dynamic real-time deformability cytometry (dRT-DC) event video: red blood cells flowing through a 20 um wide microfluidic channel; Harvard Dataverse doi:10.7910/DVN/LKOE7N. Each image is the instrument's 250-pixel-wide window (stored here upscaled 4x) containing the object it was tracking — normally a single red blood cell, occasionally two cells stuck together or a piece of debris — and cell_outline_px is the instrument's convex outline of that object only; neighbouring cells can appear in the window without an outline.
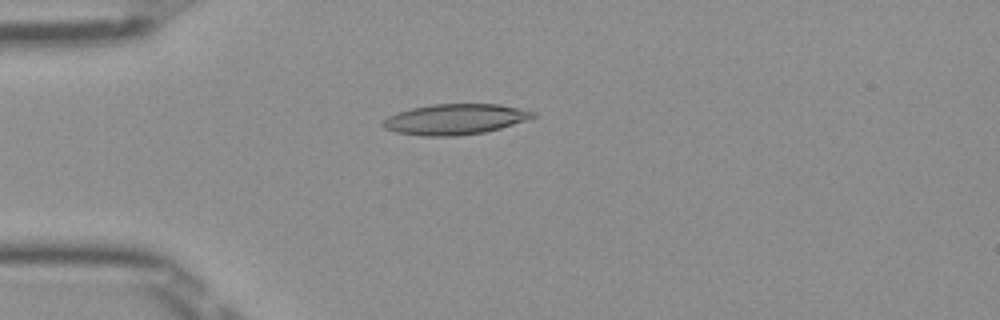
{"species": "Egyptian fruit bat (a non-hibernating species)", "species_latin": "Rousettus aegyptiacus", "temperature_condition": "room temperature", "stored_images_in_passage": 50, "camera_frame_rate_fps": 3000, "um_per_image_px": 0.085, "frame": {"image": 1, "passage_image": 13, "time_ms": 4.0, "image_size_px": [1000, 320], "cell_outline_px": [[536, 116], [500, 128], [484, 132], [456, 136], [420, 136], [396, 132], [384, 128], [380, 124], [388, 116], [396, 112], [412, 108], [432, 104], [500, 104], [520, 108], [536, 112]], "centroid_in_image_um": [38.64, 10.13], "position_along_channel_um": 46.4, "area_um2": 26.7}}
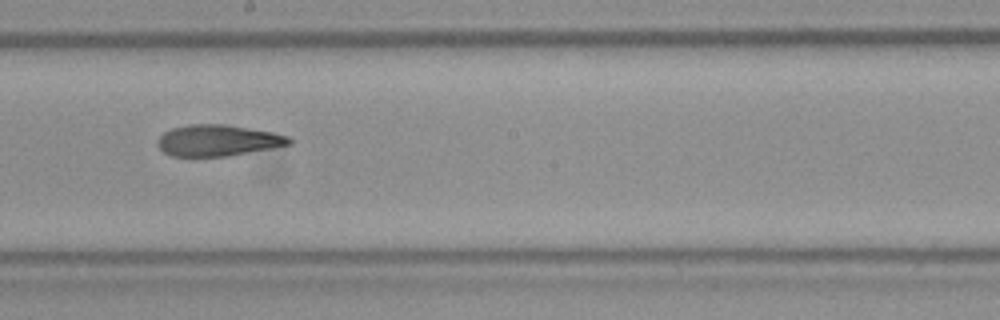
{"frame": {"image": 2, "passage_image": 28, "time_ms": 9.0, "image_size_px": [1000, 320], "cell_outline_px": [[296, 140], [292, 144], [228, 156], [172, 156], [164, 152], [156, 144], [156, 140], [164, 132], [172, 128], [188, 124], [224, 124], [272, 132], [288, 136]], "centroid_in_image_um": [18.52, 11.93], "position_along_channel_um": 229.7, "area_um2": 23.99}}
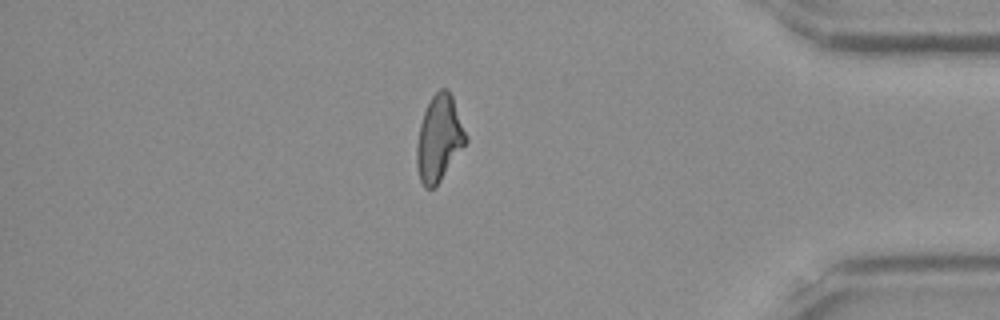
{"frame": {"image": 3, "passage_image": 43, "time_ms": 14.0, "image_size_px": [1000, 320], "cell_outline_px": [[468, 140], [436, 188], [424, 188], [420, 180], [416, 164], [416, 144], [420, 124], [424, 112], [432, 96], [440, 88], [448, 88], [452, 96]], "centroid_in_image_um": [37.3, 11.8], "position_along_channel_um": 397.9, "area_um2": 24.51}, "authors_computed_cell_mechanics": {"area_um2": 24.8829, "velocity_mm_per_s": 4.0188, "shape_relaxation_time_tau1_ms": null, "shape_relaxation_time_tau2_ms": 4.5126, "deformation_change_tau1": null, "deformation_change_tau2": 0.1476}}